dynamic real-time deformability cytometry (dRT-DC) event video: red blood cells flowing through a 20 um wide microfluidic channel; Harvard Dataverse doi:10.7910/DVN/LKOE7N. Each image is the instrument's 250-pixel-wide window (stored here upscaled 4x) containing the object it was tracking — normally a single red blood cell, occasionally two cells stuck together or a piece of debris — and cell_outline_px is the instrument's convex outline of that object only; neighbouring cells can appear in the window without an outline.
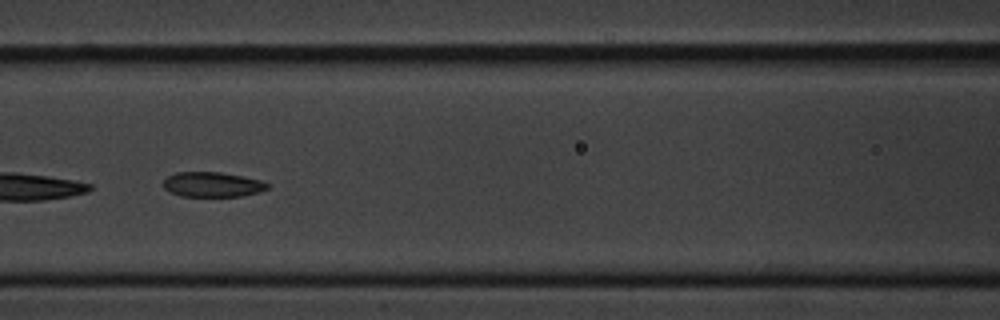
{"species": "common noctule bat (a hibernating species)", "species_latin": "Nyctalus noctula", "temperature_condition": "cold", "stored_images_in_passage": 9, "segment_of_instrument_passage": [2, 2], "camera_frame_rate_fps": 3000, "um_per_image_px": 0.085, "animal": {"sex": "male", "body_mass_g": 20.1, "forearm_length_mm": 53.5}, "frame": {"image": 1, "passage_image": 7, "time_ms": 8.0, "image_size_px": [1000, 320], "cell_outline_px": [[268, 188], [260, 192], [240, 196], [180, 196], [168, 192], [160, 184], [168, 176], [176, 172], [220, 172], [260, 180], [268, 184]], "centroid_in_image_um": [17.98, 15.68], "position_along_channel_um": 148.6, "area_um2": 15.14}}